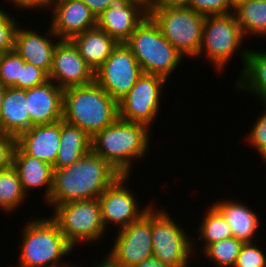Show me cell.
<instances>
[{
	"label": "cell",
	"instance_id": "6da1fadb",
	"mask_svg": "<svg viewBox=\"0 0 266 267\" xmlns=\"http://www.w3.org/2000/svg\"><path fill=\"white\" fill-rule=\"evenodd\" d=\"M53 169V186L47 204L54 208L72 201L99 199L121 175L92 150L69 167Z\"/></svg>",
	"mask_w": 266,
	"mask_h": 267
},
{
	"label": "cell",
	"instance_id": "7a4b0ae2",
	"mask_svg": "<svg viewBox=\"0 0 266 267\" xmlns=\"http://www.w3.org/2000/svg\"><path fill=\"white\" fill-rule=\"evenodd\" d=\"M149 136L147 125L118 119L91 138V150L121 175H130L132 161L149 151Z\"/></svg>",
	"mask_w": 266,
	"mask_h": 267
},
{
	"label": "cell",
	"instance_id": "3957f363",
	"mask_svg": "<svg viewBox=\"0 0 266 267\" xmlns=\"http://www.w3.org/2000/svg\"><path fill=\"white\" fill-rule=\"evenodd\" d=\"M119 119L118 101L95 81L64 89L63 120L91 138Z\"/></svg>",
	"mask_w": 266,
	"mask_h": 267
},
{
	"label": "cell",
	"instance_id": "277c9868",
	"mask_svg": "<svg viewBox=\"0 0 266 267\" xmlns=\"http://www.w3.org/2000/svg\"><path fill=\"white\" fill-rule=\"evenodd\" d=\"M22 233L18 267H55L74 249L51 217L29 220Z\"/></svg>",
	"mask_w": 266,
	"mask_h": 267
},
{
	"label": "cell",
	"instance_id": "5b68a950",
	"mask_svg": "<svg viewBox=\"0 0 266 267\" xmlns=\"http://www.w3.org/2000/svg\"><path fill=\"white\" fill-rule=\"evenodd\" d=\"M125 44L131 49L143 73L158 75L167 81L183 60L150 16L137 26Z\"/></svg>",
	"mask_w": 266,
	"mask_h": 267
},
{
	"label": "cell",
	"instance_id": "8992f818",
	"mask_svg": "<svg viewBox=\"0 0 266 267\" xmlns=\"http://www.w3.org/2000/svg\"><path fill=\"white\" fill-rule=\"evenodd\" d=\"M149 16L182 56L198 57L206 16L189 7H150Z\"/></svg>",
	"mask_w": 266,
	"mask_h": 267
},
{
	"label": "cell",
	"instance_id": "52a82bcc",
	"mask_svg": "<svg viewBox=\"0 0 266 267\" xmlns=\"http://www.w3.org/2000/svg\"><path fill=\"white\" fill-rule=\"evenodd\" d=\"M51 218L74 248L80 242H97L105 233L99 199L72 201L54 208Z\"/></svg>",
	"mask_w": 266,
	"mask_h": 267
},
{
	"label": "cell",
	"instance_id": "ba28073f",
	"mask_svg": "<svg viewBox=\"0 0 266 267\" xmlns=\"http://www.w3.org/2000/svg\"><path fill=\"white\" fill-rule=\"evenodd\" d=\"M153 206H151L153 257L177 267L189 266L190 254L194 253V240L170 218L168 212L163 209L156 210Z\"/></svg>",
	"mask_w": 266,
	"mask_h": 267
},
{
	"label": "cell",
	"instance_id": "9c48e42d",
	"mask_svg": "<svg viewBox=\"0 0 266 267\" xmlns=\"http://www.w3.org/2000/svg\"><path fill=\"white\" fill-rule=\"evenodd\" d=\"M244 38L234 13L206 16L198 57L204 54L218 71H222L238 52Z\"/></svg>",
	"mask_w": 266,
	"mask_h": 267
},
{
	"label": "cell",
	"instance_id": "30bf717a",
	"mask_svg": "<svg viewBox=\"0 0 266 267\" xmlns=\"http://www.w3.org/2000/svg\"><path fill=\"white\" fill-rule=\"evenodd\" d=\"M166 82L161 76L143 73L129 92L118 101L119 119L151 127L158 115L163 95L161 93Z\"/></svg>",
	"mask_w": 266,
	"mask_h": 267
},
{
	"label": "cell",
	"instance_id": "8fae6325",
	"mask_svg": "<svg viewBox=\"0 0 266 267\" xmlns=\"http://www.w3.org/2000/svg\"><path fill=\"white\" fill-rule=\"evenodd\" d=\"M142 74L131 49L125 43H118L108 59L94 71V81L119 101Z\"/></svg>",
	"mask_w": 266,
	"mask_h": 267
},
{
	"label": "cell",
	"instance_id": "7c38bea8",
	"mask_svg": "<svg viewBox=\"0 0 266 267\" xmlns=\"http://www.w3.org/2000/svg\"><path fill=\"white\" fill-rule=\"evenodd\" d=\"M111 251L106 255L120 267H135L153 256L151 207L137 221L119 229Z\"/></svg>",
	"mask_w": 266,
	"mask_h": 267
},
{
	"label": "cell",
	"instance_id": "4fadbf2b",
	"mask_svg": "<svg viewBox=\"0 0 266 267\" xmlns=\"http://www.w3.org/2000/svg\"><path fill=\"white\" fill-rule=\"evenodd\" d=\"M129 177L130 175H120L99 197L105 230L109 223L117 225L120 229L129 226L139 220L152 206L149 203L144 209L138 207L136 195L125 184Z\"/></svg>",
	"mask_w": 266,
	"mask_h": 267
},
{
	"label": "cell",
	"instance_id": "5bb4252c",
	"mask_svg": "<svg viewBox=\"0 0 266 267\" xmlns=\"http://www.w3.org/2000/svg\"><path fill=\"white\" fill-rule=\"evenodd\" d=\"M149 17V7L136 0H113L97 17L96 27L118 43H125L134 30Z\"/></svg>",
	"mask_w": 266,
	"mask_h": 267
},
{
	"label": "cell",
	"instance_id": "9a60e30c",
	"mask_svg": "<svg viewBox=\"0 0 266 267\" xmlns=\"http://www.w3.org/2000/svg\"><path fill=\"white\" fill-rule=\"evenodd\" d=\"M48 78L60 88L66 89L94 82V71L70 40H61L54 50Z\"/></svg>",
	"mask_w": 266,
	"mask_h": 267
},
{
	"label": "cell",
	"instance_id": "2e32d148",
	"mask_svg": "<svg viewBox=\"0 0 266 267\" xmlns=\"http://www.w3.org/2000/svg\"><path fill=\"white\" fill-rule=\"evenodd\" d=\"M51 18L50 26L60 40H71L97 24V17L81 0H58Z\"/></svg>",
	"mask_w": 266,
	"mask_h": 267
},
{
	"label": "cell",
	"instance_id": "e0dca14e",
	"mask_svg": "<svg viewBox=\"0 0 266 267\" xmlns=\"http://www.w3.org/2000/svg\"><path fill=\"white\" fill-rule=\"evenodd\" d=\"M46 35L39 34L31 29L17 27L15 33L14 51L17 52L27 63L34 65L49 75L54 50L61 41L49 26ZM48 32V33H47ZM57 41L55 42L54 40ZM52 39V40H51Z\"/></svg>",
	"mask_w": 266,
	"mask_h": 267
},
{
	"label": "cell",
	"instance_id": "ac0fdd59",
	"mask_svg": "<svg viewBox=\"0 0 266 267\" xmlns=\"http://www.w3.org/2000/svg\"><path fill=\"white\" fill-rule=\"evenodd\" d=\"M30 128L34 125L51 124L63 119L64 89L52 80L26 89Z\"/></svg>",
	"mask_w": 266,
	"mask_h": 267
},
{
	"label": "cell",
	"instance_id": "d6986e66",
	"mask_svg": "<svg viewBox=\"0 0 266 267\" xmlns=\"http://www.w3.org/2000/svg\"><path fill=\"white\" fill-rule=\"evenodd\" d=\"M60 138L61 120L32 126L16 137V145L25 154L53 166L60 147Z\"/></svg>",
	"mask_w": 266,
	"mask_h": 267
},
{
	"label": "cell",
	"instance_id": "ffe728a7",
	"mask_svg": "<svg viewBox=\"0 0 266 267\" xmlns=\"http://www.w3.org/2000/svg\"><path fill=\"white\" fill-rule=\"evenodd\" d=\"M12 166L18 173L23 192L27 195L28 190L45 187V202L49 200L53 186V166L38 158L25 154L17 145L13 154Z\"/></svg>",
	"mask_w": 266,
	"mask_h": 267
},
{
	"label": "cell",
	"instance_id": "44dd1931",
	"mask_svg": "<svg viewBox=\"0 0 266 267\" xmlns=\"http://www.w3.org/2000/svg\"><path fill=\"white\" fill-rule=\"evenodd\" d=\"M29 129L26 90L6 88L0 112V133L17 137Z\"/></svg>",
	"mask_w": 266,
	"mask_h": 267
},
{
	"label": "cell",
	"instance_id": "7402d4cb",
	"mask_svg": "<svg viewBox=\"0 0 266 267\" xmlns=\"http://www.w3.org/2000/svg\"><path fill=\"white\" fill-rule=\"evenodd\" d=\"M213 206L222 214L230 226L233 237L243 243L254 242V235L260 225L257 213L253 212L249 206L238 201H232V199L216 201Z\"/></svg>",
	"mask_w": 266,
	"mask_h": 267
},
{
	"label": "cell",
	"instance_id": "603a6c76",
	"mask_svg": "<svg viewBox=\"0 0 266 267\" xmlns=\"http://www.w3.org/2000/svg\"><path fill=\"white\" fill-rule=\"evenodd\" d=\"M70 41L93 71L108 59L118 45L114 38L97 27L74 36Z\"/></svg>",
	"mask_w": 266,
	"mask_h": 267
},
{
	"label": "cell",
	"instance_id": "cb8c5ba5",
	"mask_svg": "<svg viewBox=\"0 0 266 267\" xmlns=\"http://www.w3.org/2000/svg\"><path fill=\"white\" fill-rule=\"evenodd\" d=\"M240 55L244 67L236 87L255 94L262 104H266V51L245 49Z\"/></svg>",
	"mask_w": 266,
	"mask_h": 267
},
{
	"label": "cell",
	"instance_id": "d4e9b609",
	"mask_svg": "<svg viewBox=\"0 0 266 267\" xmlns=\"http://www.w3.org/2000/svg\"><path fill=\"white\" fill-rule=\"evenodd\" d=\"M90 151L91 137L78 126L61 119L60 147L53 168L69 167Z\"/></svg>",
	"mask_w": 266,
	"mask_h": 267
},
{
	"label": "cell",
	"instance_id": "484cf974",
	"mask_svg": "<svg viewBox=\"0 0 266 267\" xmlns=\"http://www.w3.org/2000/svg\"><path fill=\"white\" fill-rule=\"evenodd\" d=\"M233 13L245 37L258 36L266 26V0H249Z\"/></svg>",
	"mask_w": 266,
	"mask_h": 267
},
{
	"label": "cell",
	"instance_id": "4316f807",
	"mask_svg": "<svg viewBox=\"0 0 266 267\" xmlns=\"http://www.w3.org/2000/svg\"><path fill=\"white\" fill-rule=\"evenodd\" d=\"M26 197L15 168L11 166L0 170V208L5 212L15 211Z\"/></svg>",
	"mask_w": 266,
	"mask_h": 267
},
{
	"label": "cell",
	"instance_id": "83f0119b",
	"mask_svg": "<svg viewBox=\"0 0 266 267\" xmlns=\"http://www.w3.org/2000/svg\"><path fill=\"white\" fill-rule=\"evenodd\" d=\"M199 240H203V251L212 243L233 237L230 226L222 214L211 205L199 227Z\"/></svg>",
	"mask_w": 266,
	"mask_h": 267
},
{
	"label": "cell",
	"instance_id": "f1b7e54d",
	"mask_svg": "<svg viewBox=\"0 0 266 267\" xmlns=\"http://www.w3.org/2000/svg\"><path fill=\"white\" fill-rule=\"evenodd\" d=\"M242 245V241L230 237L210 244L203 253L217 267H233Z\"/></svg>",
	"mask_w": 266,
	"mask_h": 267
},
{
	"label": "cell",
	"instance_id": "f546056e",
	"mask_svg": "<svg viewBox=\"0 0 266 267\" xmlns=\"http://www.w3.org/2000/svg\"><path fill=\"white\" fill-rule=\"evenodd\" d=\"M25 60L15 51L0 54V83L12 88L20 79L21 66Z\"/></svg>",
	"mask_w": 266,
	"mask_h": 267
},
{
	"label": "cell",
	"instance_id": "4dcf8cb0",
	"mask_svg": "<svg viewBox=\"0 0 266 267\" xmlns=\"http://www.w3.org/2000/svg\"><path fill=\"white\" fill-rule=\"evenodd\" d=\"M17 20L0 10V54L14 51L15 33L18 27Z\"/></svg>",
	"mask_w": 266,
	"mask_h": 267
},
{
	"label": "cell",
	"instance_id": "1f68e13d",
	"mask_svg": "<svg viewBox=\"0 0 266 267\" xmlns=\"http://www.w3.org/2000/svg\"><path fill=\"white\" fill-rule=\"evenodd\" d=\"M233 267H266V255L254 242L243 243Z\"/></svg>",
	"mask_w": 266,
	"mask_h": 267
},
{
	"label": "cell",
	"instance_id": "d6a6232c",
	"mask_svg": "<svg viewBox=\"0 0 266 267\" xmlns=\"http://www.w3.org/2000/svg\"><path fill=\"white\" fill-rule=\"evenodd\" d=\"M48 80V75L43 70L25 62L21 66L20 79L12 88L26 90L42 85Z\"/></svg>",
	"mask_w": 266,
	"mask_h": 267
},
{
	"label": "cell",
	"instance_id": "836d02e7",
	"mask_svg": "<svg viewBox=\"0 0 266 267\" xmlns=\"http://www.w3.org/2000/svg\"><path fill=\"white\" fill-rule=\"evenodd\" d=\"M188 7L204 16L233 13L228 0H191Z\"/></svg>",
	"mask_w": 266,
	"mask_h": 267
},
{
	"label": "cell",
	"instance_id": "e575fe53",
	"mask_svg": "<svg viewBox=\"0 0 266 267\" xmlns=\"http://www.w3.org/2000/svg\"><path fill=\"white\" fill-rule=\"evenodd\" d=\"M248 133L247 141L258 153L266 148V105L264 112L258 116L256 122L252 125Z\"/></svg>",
	"mask_w": 266,
	"mask_h": 267
},
{
	"label": "cell",
	"instance_id": "d590c367",
	"mask_svg": "<svg viewBox=\"0 0 266 267\" xmlns=\"http://www.w3.org/2000/svg\"><path fill=\"white\" fill-rule=\"evenodd\" d=\"M15 147V136L0 133V170L12 166Z\"/></svg>",
	"mask_w": 266,
	"mask_h": 267
},
{
	"label": "cell",
	"instance_id": "8d00e7d4",
	"mask_svg": "<svg viewBox=\"0 0 266 267\" xmlns=\"http://www.w3.org/2000/svg\"><path fill=\"white\" fill-rule=\"evenodd\" d=\"M58 0H13L11 3L19 8H23L24 10L29 9H46V7H50L51 11L54 9L55 4ZM52 6V7H51Z\"/></svg>",
	"mask_w": 266,
	"mask_h": 267
},
{
	"label": "cell",
	"instance_id": "74e56055",
	"mask_svg": "<svg viewBox=\"0 0 266 267\" xmlns=\"http://www.w3.org/2000/svg\"><path fill=\"white\" fill-rule=\"evenodd\" d=\"M98 17L113 0H81Z\"/></svg>",
	"mask_w": 266,
	"mask_h": 267
},
{
	"label": "cell",
	"instance_id": "f35d334b",
	"mask_svg": "<svg viewBox=\"0 0 266 267\" xmlns=\"http://www.w3.org/2000/svg\"><path fill=\"white\" fill-rule=\"evenodd\" d=\"M191 0H153L150 7H188Z\"/></svg>",
	"mask_w": 266,
	"mask_h": 267
},
{
	"label": "cell",
	"instance_id": "ab89813d",
	"mask_svg": "<svg viewBox=\"0 0 266 267\" xmlns=\"http://www.w3.org/2000/svg\"><path fill=\"white\" fill-rule=\"evenodd\" d=\"M135 267H177V266L163 263L152 256L150 258L145 259L141 263L137 264Z\"/></svg>",
	"mask_w": 266,
	"mask_h": 267
},
{
	"label": "cell",
	"instance_id": "60d3db41",
	"mask_svg": "<svg viewBox=\"0 0 266 267\" xmlns=\"http://www.w3.org/2000/svg\"><path fill=\"white\" fill-rule=\"evenodd\" d=\"M92 267H120L114 264L107 256L101 260L99 263H95Z\"/></svg>",
	"mask_w": 266,
	"mask_h": 267
},
{
	"label": "cell",
	"instance_id": "b9f144b4",
	"mask_svg": "<svg viewBox=\"0 0 266 267\" xmlns=\"http://www.w3.org/2000/svg\"><path fill=\"white\" fill-rule=\"evenodd\" d=\"M249 0H228L230 8L232 11H234L236 8H238L240 5L248 2Z\"/></svg>",
	"mask_w": 266,
	"mask_h": 267
},
{
	"label": "cell",
	"instance_id": "7bdbcfd3",
	"mask_svg": "<svg viewBox=\"0 0 266 267\" xmlns=\"http://www.w3.org/2000/svg\"><path fill=\"white\" fill-rule=\"evenodd\" d=\"M5 91H6V87L3 86V85L0 83V112H1V106H2V102H3V98H4Z\"/></svg>",
	"mask_w": 266,
	"mask_h": 267
},
{
	"label": "cell",
	"instance_id": "ee69618b",
	"mask_svg": "<svg viewBox=\"0 0 266 267\" xmlns=\"http://www.w3.org/2000/svg\"><path fill=\"white\" fill-rule=\"evenodd\" d=\"M259 155L261 156L262 160L265 161L264 163H266V148H264Z\"/></svg>",
	"mask_w": 266,
	"mask_h": 267
},
{
	"label": "cell",
	"instance_id": "f6af8a7d",
	"mask_svg": "<svg viewBox=\"0 0 266 267\" xmlns=\"http://www.w3.org/2000/svg\"><path fill=\"white\" fill-rule=\"evenodd\" d=\"M136 1L142 2L150 8L153 0H136Z\"/></svg>",
	"mask_w": 266,
	"mask_h": 267
},
{
	"label": "cell",
	"instance_id": "bcb514c9",
	"mask_svg": "<svg viewBox=\"0 0 266 267\" xmlns=\"http://www.w3.org/2000/svg\"><path fill=\"white\" fill-rule=\"evenodd\" d=\"M258 36H265L266 37V26L264 28V30L258 35Z\"/></svg>",
	"mask_w": 266,
	"mask_h": 267
},
{
	"label": "cell",
	"instance_id": "7dc6e473",
	"mask_svg": "<svg viewBox=\"0 0 266 267\" xmlns=\"http://www.w3.org/2000/svg\"><path fill=\"white\" fill-rule=\"evenodd\" d=\"M55 267H75V266H70L68 264L64 265V264H60V265H56Z\"/></svg>",
	"mask_w": 266,
	"mask_h": 267
}]
</instances>
